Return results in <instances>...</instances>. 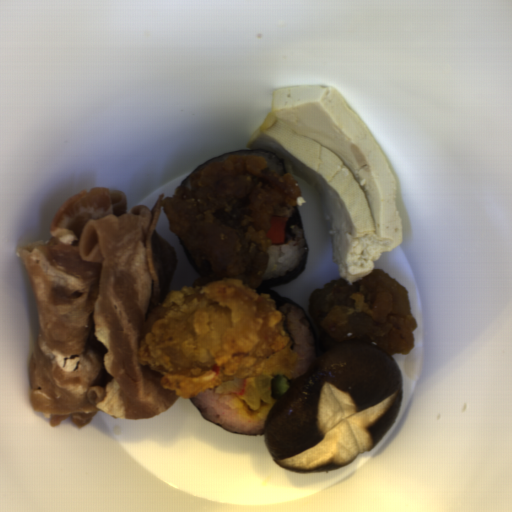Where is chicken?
Returning <instances> with one entry per match:
<instances>
[{
	"label": "chicken",
	"mask_w": 512,
	"mask_h": 512,
	"mask_svg": "<svg viewBox=\"0 0 512 512\" xmlns=\"http://www.w3.org/2000/svg\"><path fill=\"white\" fill-rule=\"evenodd\" d=\"M175 190L161 207L197 275L145 319L139 365L186 399L234 378L295 381L299 357L284 313L256 289L273 213L302 202L297 178L274 173L264 156L236 155L192 171Z\"/></svg>",
	"instance_id": "chicken-1"
},
{
	"label": "chicken",
	"mask_w": 512,
	"mask_h": 512,
	"mask_svg": "<svg viewBox=\"0 0 512 512\" xmlns=\"http://www.w3.org/2000/svg\"><path fill=\"white\" fill-rule=\"evenodd\" d=\"M307 310L326 348L354 340L392 355L414 349L417 322L408 292L380 268L352 282L340 276L316 288Z\"/></svg>",
	"instance_id": "chicken-2"
}]
</instances>
